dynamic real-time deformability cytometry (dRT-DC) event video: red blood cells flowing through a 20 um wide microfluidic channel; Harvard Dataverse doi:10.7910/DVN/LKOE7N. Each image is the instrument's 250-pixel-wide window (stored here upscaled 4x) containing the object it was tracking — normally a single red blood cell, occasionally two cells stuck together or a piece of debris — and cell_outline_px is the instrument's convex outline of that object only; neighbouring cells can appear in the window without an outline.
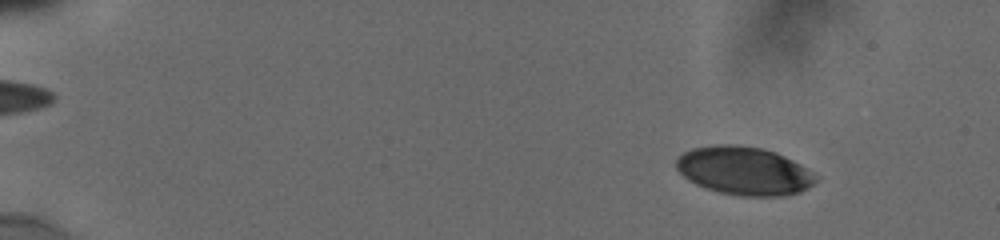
{"species": "human", "species_latin": "Homo sapiens", "temperature_condition": "cold", "stored_images_in_passage": 23, "camera_frame_rate_fps": 3000, "um_per_image_px": 0.085, "donor": {"sex": "male"}, "frame": {"image": 1, "passage_image": 3, "time_ms": 1.667, "image_size_px": [1000, 240], "cell_outline_px": [[820, 176], [808, 188], [800, 192], [784, 196], [740, 196], [720, 192], [696, 184], [688, 180], [676, 168], [676, 156], [692, 148], [716, 144], [740, 144], [764, 148], [776, 152], [800, 164]], "centroid_in_image_um": [63.26, 14.5], "position_along_channel_um": 21.7, "area_um2": 39.59}}
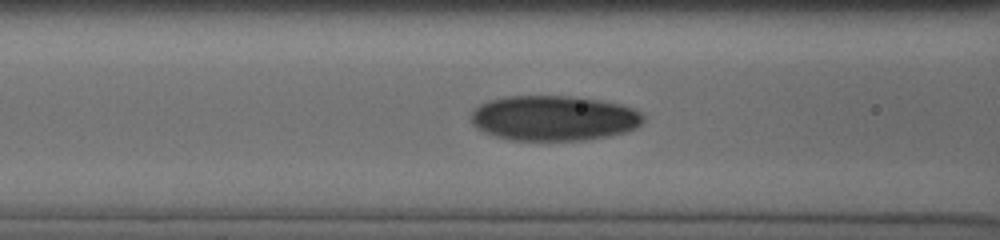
{"frame": {"image": 2, "passage_image": 19, "time_ms": 7.667, "image_size_px": [1000, 240], "cell_outline_px": [[644, 120], [636, 128], [624, 132], [608, 136], [584, 140], [508, 140], [484, 132], [476, 128], [468, 120], [472, 112], [480, 104], [492, 100], [508, 96], [568, 96], [600, 100], [620, 104], [632, 108], [640, 112], [644, 116]], "centroid_in_image_um": [47.05, 10.05], "position_along_channel_um": 119.5, "area_um2": 45.37}}
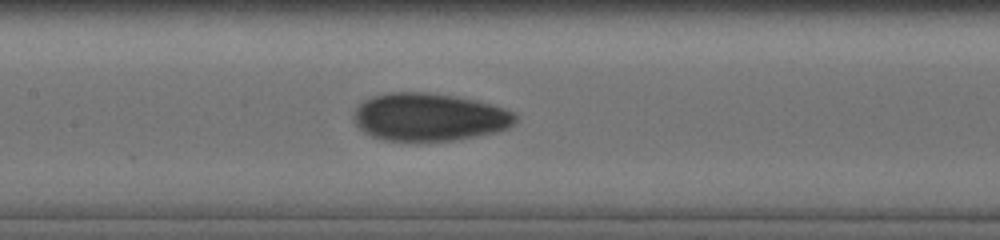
{"frame": {"image": 3, "passage_image": 23, "time_ms": 9.0, "image_size_px": [1000, 240], "cell_outline_px": [[516, 120], [508, 128], [496, 132], [480, 136], [452, 140], [384, 140], [372, 136], [364, 132], [356, 124], [352, 116], [356, 108], [364, 100], [372, 96], [388, 92], [428, 92], [456, 96], [476, 100], [504, 108], [516, 112]], "centroid_in_image_um": [36.49, 9.94], "position_along_channel_um": 170.9, "area_um2": 45.08}}